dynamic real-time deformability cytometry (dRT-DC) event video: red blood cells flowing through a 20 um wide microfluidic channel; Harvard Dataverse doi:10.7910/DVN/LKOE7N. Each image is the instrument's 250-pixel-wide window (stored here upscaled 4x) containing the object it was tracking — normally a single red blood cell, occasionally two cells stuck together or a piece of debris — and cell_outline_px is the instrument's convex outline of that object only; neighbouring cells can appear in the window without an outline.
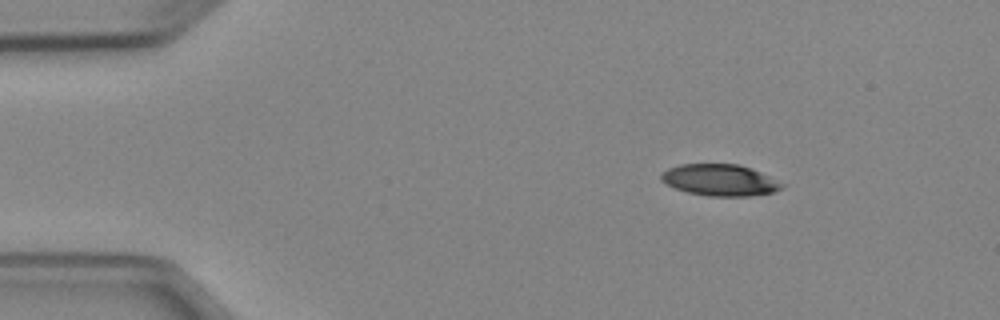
{"species": "Egyptian fruit bat (a non-hibernating species)", "species_latin": "Rousettus aegyptiacus", "temperature_condition": "cold", "stored_images_in_passage": 3, "camera_frame_rate_fps": 3000, "um_per_image_px": 0.085, "animal": {"sex": "female"}, "frame": {"image": 1, "passage_image": 2, "time_ms": 1.0, "image_size_px": [1000, 320], "cell_outline_px": [[788, 184], [784, 188], [772, 192], [748, 196], [708, 196], [688, 192], [676, 188], [660, 180], [660, 176], [668, 168], [680, 164], [740, 164], [760, 172]], "centroid_in_image_um": [61.24, 15.3], "position_along_channel_um": 23.8, "area_um2": 22.2}}